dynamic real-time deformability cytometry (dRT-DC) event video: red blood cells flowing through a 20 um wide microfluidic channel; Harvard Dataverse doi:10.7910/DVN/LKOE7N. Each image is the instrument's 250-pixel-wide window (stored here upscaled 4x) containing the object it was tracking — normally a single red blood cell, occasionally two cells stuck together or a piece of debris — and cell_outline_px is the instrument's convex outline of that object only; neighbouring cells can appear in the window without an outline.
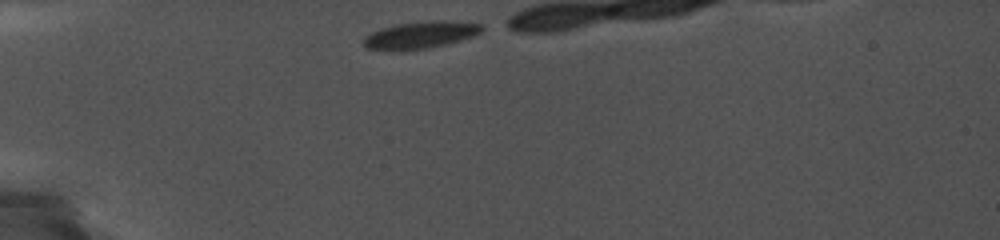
{"species": "common noctule bat (a hibernating species)", "species_latin": "Nyctalus noctula", "temperature_condition": "cold", "stored_images_in_passage": 13, "camera_frame_rate_fps": 5000, "um_per_image_px": 0.085, "animal": {"sex": "female", "body_mass_g": 19.0, "forearm_length_mm": 56.7}, "frame": {"image": 1, "passage_image": 1, "time_ms": 0.0, "image_size_px": [1000, 240], "cell_outline_px": [[484, 28], [480, 32], [472, 36], [444, 44], [428, 48], [368, 48], [364, 44], [364, 36], [380, 28], [396, 24], [480, 24]], "centroid_in_image_um": [35.64, 3.0], "position_along_channel_um": 49.4, "area_um2": 16.36}}